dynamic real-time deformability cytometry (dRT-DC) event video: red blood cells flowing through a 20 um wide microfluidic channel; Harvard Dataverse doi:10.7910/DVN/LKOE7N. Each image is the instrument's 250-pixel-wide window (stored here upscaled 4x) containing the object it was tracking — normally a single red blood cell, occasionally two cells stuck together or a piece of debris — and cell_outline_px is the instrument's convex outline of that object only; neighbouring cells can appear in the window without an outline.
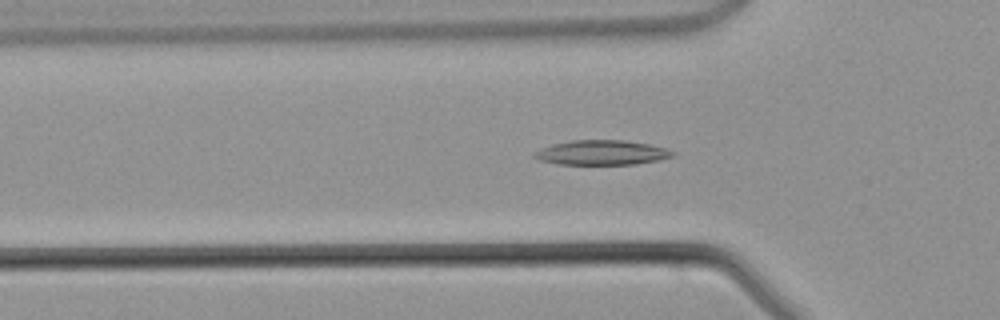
{"species": "common noctule bat (a hibernating species)", "species_latin": "Nyctalus noctula", "temperature_condition": "warm", "stored_images_in_passage": 35, "camera_frame_rate_fps": 3000, "um_per_image_px": 0.085, "animal": {"sex": "male", "body_mass_g": 21.5, "forearm_length_mm": 52.0}, "frame": {"image": 1, "passage_image": 5, "time_ms": 1.333, "image_size_px": [1000, 320], "cell_outline_px": [[676, 152], [672, 156], [660, 160], [636, 164], [556, 164], [540, 160], [532, 156], [540, 148], [552, 144], [572, 140], [624, 140], [648, 144], [668, 148]], "centroid_in_image_um": [51.17, 12.97], "position_along_channel_um": 74.6, "area_um2": 19.94}}
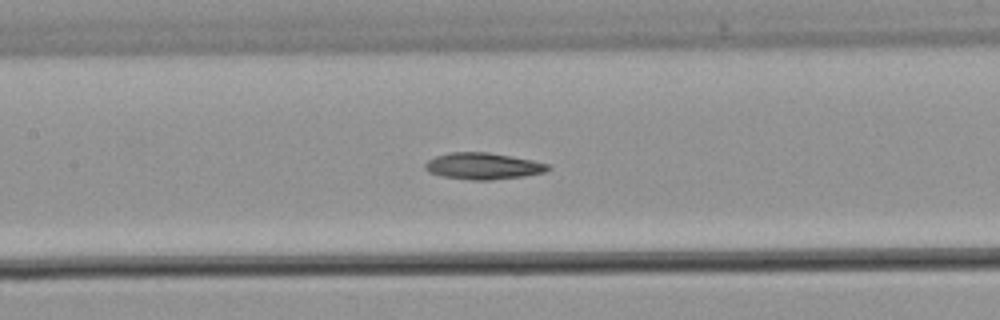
{"frame": {"image": 2, "passage_image": 11, "time_ms": 3.333, "image_size_px": [1000, 320], "cell_outline_px": [[552, 168], [544, 172], [524, 176], [492, 180], [468, 180], [444, 176], [428, 172], [424, 168], [424, 164], [428, 160], [436, 156], [452, 152], [488, 152], [532, 160], [548, 164]], "centroid_in_image_um": [41.05, 14.12], "position_along_channel_um": 166.3, "area_um2": 18.96}}
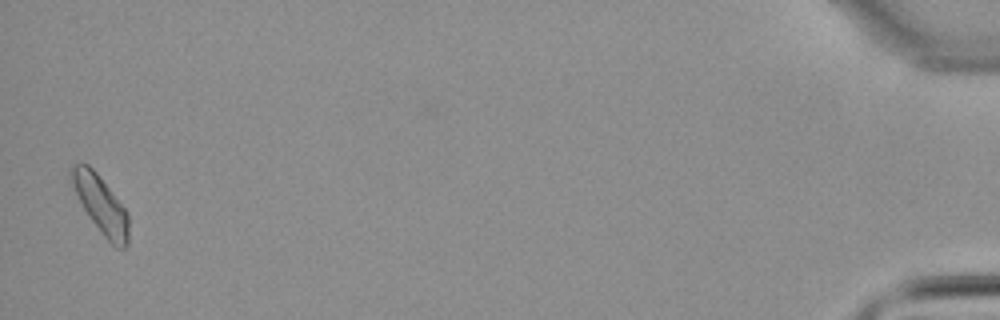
{"frame": {"image": 3, "passage_image": 35, "time_ms": 11.333, "image_size_px": [1000, 320], "cell_outline_px": [[128, 244], [124, 248], [116, 248], [104, 236], [92, 220], [84, 208], [68, 176], [68, 172], [72, 164], [88, 164], [96, 172], [128, 212]], "centroid_in_image_um": [8.56, 17.37], "position_along_channel_um": 426.6, "area_um2": 18.84}}